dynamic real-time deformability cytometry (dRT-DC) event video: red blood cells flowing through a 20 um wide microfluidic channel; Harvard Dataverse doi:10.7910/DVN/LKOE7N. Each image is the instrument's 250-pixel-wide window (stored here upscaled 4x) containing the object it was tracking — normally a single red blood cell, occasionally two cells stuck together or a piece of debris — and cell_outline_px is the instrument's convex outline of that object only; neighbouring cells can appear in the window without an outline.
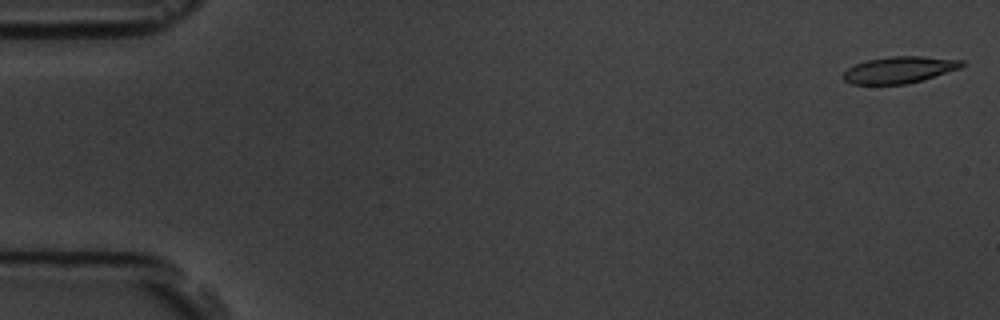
{"species": "common noctule bat (a hibernating species)", "species_latin": "Nyctalus noctula", "temperature_condition": "room temperature", "stored_images_in_passage": 5, "camera_frame_rate_fps": 3000, "um_per_image_px": 0.085, "animal": {"sex": "male", "body_mass_g": 19.5, "forearm_length_mm": 54.6}, "frame": {"image": 1, "passage_image": 1, "time_ms": 0.0, "image_size_px": [1000, 320], "cell_outline_px": [[964, 64], [960, 68], [924, 80], [908, 84], [852, 84], [844, 80], [844, 72], [848, 68], [856, 64], [868, 60], [892, 56], [924, 56], [964, 60]], "centroid_in_image_um": [76.49, 5.93], "position_along_channel_um": 8.5, "area_um2": 18.38}}